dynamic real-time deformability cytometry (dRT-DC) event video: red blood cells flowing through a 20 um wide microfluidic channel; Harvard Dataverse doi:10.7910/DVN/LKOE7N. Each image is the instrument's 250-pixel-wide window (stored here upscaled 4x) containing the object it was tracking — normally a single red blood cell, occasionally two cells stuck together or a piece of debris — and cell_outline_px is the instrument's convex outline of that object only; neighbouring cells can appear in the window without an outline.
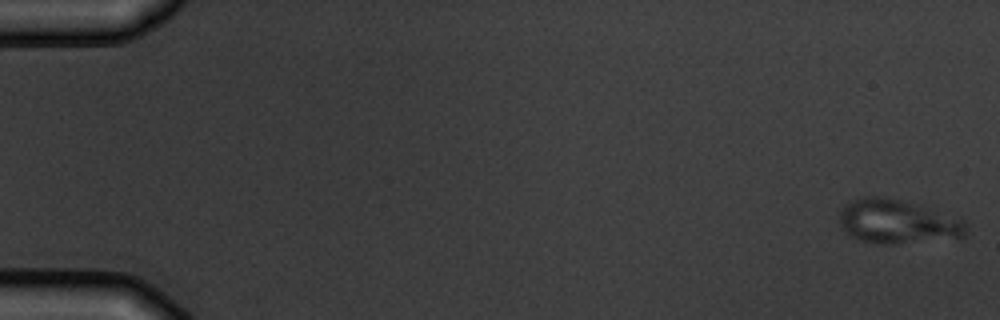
{"species": "common noctule bat (a hibernating species)", "species_latin": "Nyctalus noctula", "temperature_condition": "warm", "stored_images_in_passage": 9, "camera_frame_rate_fps": 3000, "um_per_image_px": 0.085, "animal": {"sex": "male", "body_mass_g": 19.5, "forearm_length_mm": 54.6}, "frame": {"image": 1, "passage_image": 1, "time_ms": 0.0, "image_size_px": [1000, 320], "cell_outline_px": [[968, 228], [964, 236], [892, 244], [880, 244], [864, 240], [852, 236], [844, 232], [840, 228], [840, 212], [852, 200], [864, 196], [884, 196], [916, 204], [960, 216], [968, 224]], "centroid_in_image_um": [76.32, 18.82], "position_along_channel_um": 8.7, "area_um2": 32.43}}